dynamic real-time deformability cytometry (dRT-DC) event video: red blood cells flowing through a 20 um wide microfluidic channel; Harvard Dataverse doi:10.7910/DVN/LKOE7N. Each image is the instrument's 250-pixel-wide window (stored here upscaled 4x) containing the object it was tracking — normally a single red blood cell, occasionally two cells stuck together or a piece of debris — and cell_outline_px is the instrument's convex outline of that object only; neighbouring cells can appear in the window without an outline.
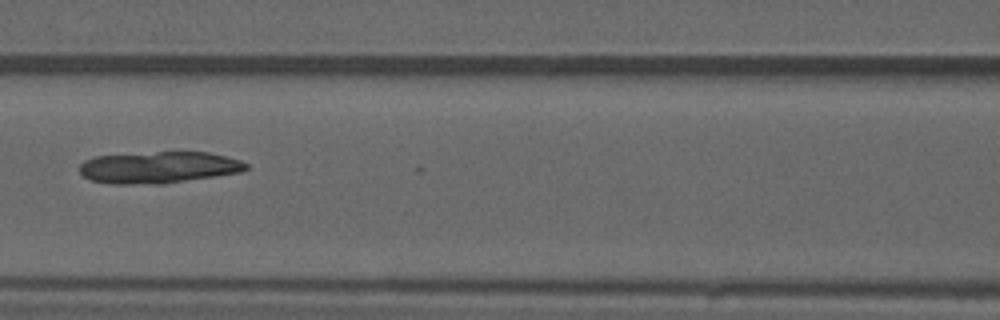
{"species": "common noctule bat (a hibernating species)", "species_latin": "Nyctalus noctula", "temperature_condition": "warm", "stored_images_in_passage": 25, "camera_frame_rate_fps": 3000, "um_per_image_px": 0.085, "animal": {"sex": "male", "forearm_length_mm": 52.5}, "frame": {"image": 1, "passage_image": 24, "time_ms": 7.667, "image_size_px": [1000, 320], "cell_outline_px": [[248, 168], [240, 172], [164, 184], [112, 184], [92, 180], [84, 176], [80, 172], [80, 164], [84, 160], [96, 156], [156, 152], [208, 152], [240, 160], [248, 164]], "centroid_in_image_um": [13.48, 14.23], "position_along_channel_um": 153.1, "area_um2": 30.63}}